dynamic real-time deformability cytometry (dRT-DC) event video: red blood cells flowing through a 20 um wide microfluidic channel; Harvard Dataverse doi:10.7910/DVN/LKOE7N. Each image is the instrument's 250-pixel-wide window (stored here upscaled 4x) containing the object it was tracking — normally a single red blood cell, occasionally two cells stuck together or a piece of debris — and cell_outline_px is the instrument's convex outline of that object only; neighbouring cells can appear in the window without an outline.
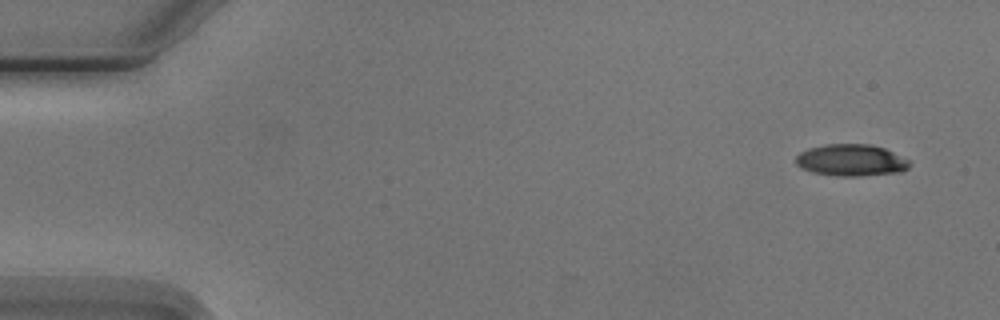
{"species": "Egyptian fruit bat (a non-hibernating species)", "species_latin": "Rousettus aegyptiacus", "temperature_condition": "cold", "stored_images_in_passage": 6, "camera_frame_rate_fps": 3000, "um_per_image_px": 0.085, "animal": {"sex": "male"}, "frame": {"image": 1, "passage_image": 1, "time_ms": 0.0, "image_size_px": [1000, 320], "cell_outline_px": [[908, 168], [904, 172], [860, 176], [836, 176], [812, 172], [800, 168], [796, 164], [796, 156], [800, 152], [808, 148], [824, 144], [868, 144], [884, 148], [908, 160]], "centroid_in_image_um": [72.31, 13.62], "position_along_channel_um": 12.7, "area_um2": 21.1}}
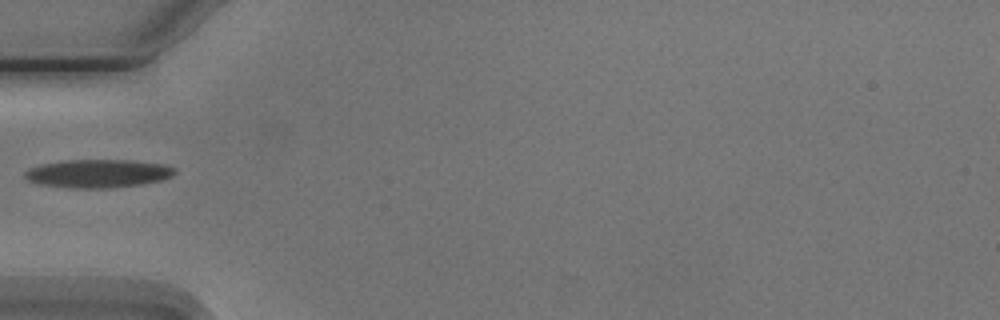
{"frame": {"image": 2, "passage_image": 5, "time_ms": 5.0, "image_size_px": [1000, 320], "cell_outline_px": [[176, 172], [172, 176], [160, 180], [140, 184], [108, 188], [72, 188], [40, 184], [28, 180], [24, 176], [24, 172], [28, 168], [40, 164], [68, 160], [132, 160], [164, 164], [176, 168]], "centroid_in_image_um": [8.32, 14.74], "position_along_channel_um": 76.7, "area_um2": 24.68}}
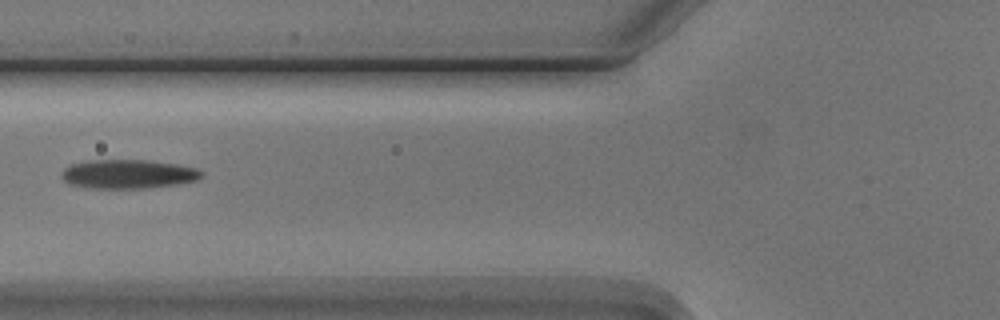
{"frame": {"image": 3, "passage_image": 6, "time_ms": 6.0, "image_size_px": [1000, 320], "cell_outline_px": [[204, 176], [196, 180], [176, 184], [144, 188], [88, 188], [68, 184], [64, 180], [64, 168], [72, 164], [88, 160], [144, 160], [176, 164], [196, 168], [204, 172]], "centroid_in_image_um": [10.91, 14.79], "position_along_channel_um": 114.9, "area_um2": 23.47}}